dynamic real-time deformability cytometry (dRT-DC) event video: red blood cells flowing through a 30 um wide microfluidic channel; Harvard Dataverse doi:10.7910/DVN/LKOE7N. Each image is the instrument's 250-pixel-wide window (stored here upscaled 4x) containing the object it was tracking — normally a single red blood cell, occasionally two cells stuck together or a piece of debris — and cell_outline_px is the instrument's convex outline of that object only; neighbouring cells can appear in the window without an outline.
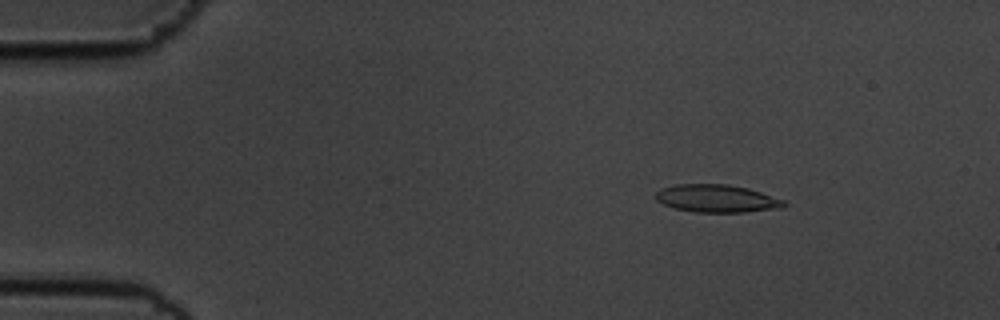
{"species": "common noctule bat (a hibernating species)", "species_latin": "Nyctalus noctula", "temperature_condition": "cold", "stored_images_in_passage": 56, "camera_frame_rate_fps": 3000, "um_per_image_px": 0.085, "animal": {"sex": "male", "body_mass_g": 19.5, "forearm_length_mm": 54.6}, "frame": {"image": 1, "passage_image": 8, "time_ms": 2.333, "image_size_px": [1000, 320], "cell_outline_px": [[788, 204], [780, 208], [744, 212], [696, 212], [676, 208], [664, 204], [656, 200], [656, 192], [660, 188], [676, 184], [728, 184], [748, 188], [784, 200]], "centroid_in_image_um": [60.92, 16.86], "position_along_channel_um": 24.1, "area_um2": 20.63}}
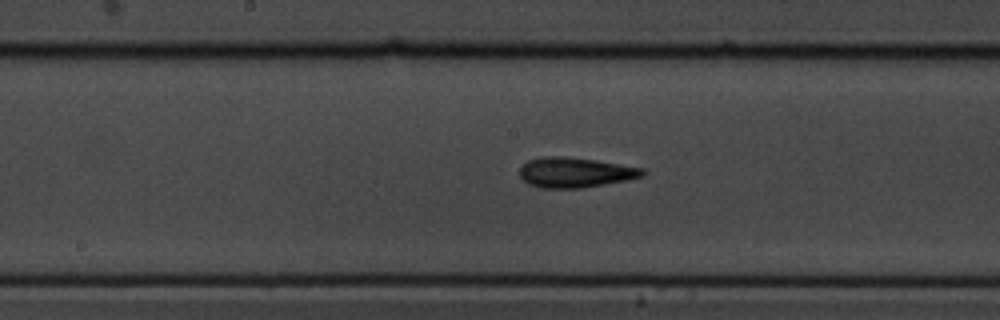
{"frame": {"image": 2, "passage_image": 29, "time_ms": 9.333, "image_size_px": [1000, 320], "cell_outline_px": [[648, 172], [644, 176], [628, 180], [580, 188], [540, 188], [528, 184], [520, 176], [520, 168], [528, 160], [540, 156], [564, 156], [596, 160], [644, 168]], "centroid_in_image_um": [48.91, 14.65], "position_along_channel_um": 199.3, "area_um2": 21.73}}
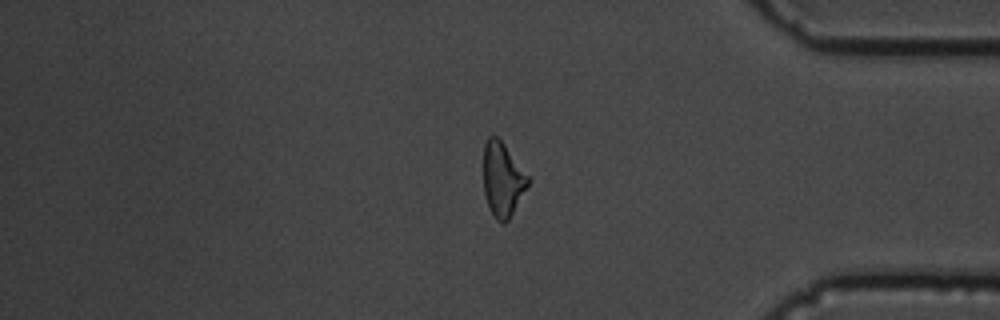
{"frame": {"image": 3, "passage_image": 47, "time_ms": 15.333, "image_size_px": [1000, 320], "cell_outline_px": [[528, 184], [508, 220], [504, 224], [496, 220], [488, 208], [484, 192], [484, 144], [488, 136], [496, 136], [504, 144], [528, 176]], "centroid_in_image_um": [42.68, 15.26], "position_along_channel_um": 392.5, "area_um2": 18.84}, "authors_computed_cell_mechanics": {"area_um2": 20.4323, "velocity_mm_per_s": 3.5753, "shape_relaxation_time_tau1_ms": 4.2936, "shape_relaxation_time_tau2_ms": 3.2169, "deformation_change_tau1": 0.1447, "deformation_change_tau2": 0.118}}